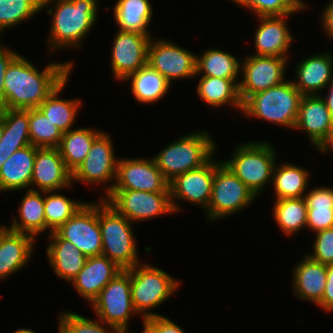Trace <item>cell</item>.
I'll list each match as a JSON object with an SVG mask.
<instances>
[{"mask_svg": "<svg viewBox=\"0 0 333 333\" xmlns=\"http://www.w3.org/2000/svg\"><path fill=\"white\" fill-rule=\"evenodd\" d=\"M128 333H134V331H133V332H132V331H131V332L129 331ZM141 333H149V332L143 327V330H142Z\"/></svg>", "mask_w": 333, "mask_h": 333, "instance_id": "9f6ffc18", "label": "cell"}, {"mask_svg": "<svg viewBox=\"0 0 333 333\" xmlns=\"http://www.w3.org/2000/svg\"><path fill=\"white\" fill-rule=\"evenodd\" d=\"M217 159L212 195L205 211L207 222L220 221L243 212V209L251 206L258 198L220 159Z\"/></svg>", "mask_w": 333, "mask_h": 333, "instance_id": "ba28073f", "label": "cell"}, {"mask_svg": "<svg viewBox=\"0 0 333 333\" xmlns=\"http://www.w3.org/2000/svg\"><path fill=\"white\" fill-rule=\"evenodd\" d=\"M197 55L196 75L239 79L241 77V58L220 48H209Z\"/></svg>", "mask_w": 333, "mask_h": 333, "instance_id": "d6a6232c", "label": "cell"}, {"mask_svg": "<svg viewBox=\"0 0 333 333\" xmlns=\"http://www.w3.org/2000/svg\"><path fill=\"white\" fill-rule=\"evenodd\" d=\"M63 132L38 108L29 109L30 142L37 148H57Z\"/></svg>", "mask_w": 333, "mask_h": 333, "instance_id": "f35d334b", "label": "cell"}, {"mask_svg": "<svg viewBox=\"0 0 333 333\" xmlns=\"http://www.w3.org/2000/svg\"><path fill=\"white\" fill-rule=\"evenodd\" d=\"M36 239L29 234L11 231L0 247V280L20 272L32 259Z\"/></svg>", "mask_w": 333, "mask_h": 333, "instance_id": "484cf974", "label": "cell"}, {"mask_svg": "<svg viewBox=\"0 0 333 333\" xmlns=\"http://www.w3.org/2000/svg\"><path fill=\"white\" fill-rule=\"evenodd\" d=\"M209 130L183 134L153 156L158 169L170 182L176 176L200 168L217 153L218 145Z\"/></svg>", "mask_w": 333, "mask_h": 333, "instance_id": "3957f363", "label": "cell"}, {"mask_svg": "<svg viewBox=\"0 0 333 333\" xmlns=\"http://www.w3.org/2000/svg\"><path fill=\"white\" fill-rule=\"evenodd\" d=\"M112 139L109 133L102 131L95 138L84 161L72 173L73 185L80 182L86 185L104 184L105 187L106 184L105 193L100 195L103 199L113 190L117 177L119 158L115 154Z\"/></svg>", "mask_w": 333, "mask_h": 333, "instance_id": "30bf717a", "label": "cell"}, {"mask_svg": "<svg viewBox=\"0 0 333 333\" xmlns=\"http://www.w3.org/2000/svg\"><path fill=\"white\" fill-rule=\"evenodd\" d=\"M281 163V164H280ZM276 162L273 170L272 187L274 200L302 198L309 190L310 170L288 162Z\"/></svg>", "mask_w": 333, "mask_h": 333, "instance_id": "f1b7e54d", "label": "cell"}, {"mask_svg": "<svg viewBox=\"0 0 333 333\" xmlns=\"http://www.w3.org/2000/svg\"><path fill=\"white\" fill-rule=\"evenodd\" d=\"M180 281L159 267L142 262L131 268V298L141 321L162 314L152 310L161 306L180 287Z\"/></svg>", "mask_w": 333, "mask_h": 333, "instance_id": "52a82bcc", "label": "cell"}, {"mask_svg": "<svg viewBox=\"0 0 333 333\" xmlns=\"http://www.w3.org/2000/svg\"><path fill=\"white\" fill-rule=\"evenodd\" d=\"M276 149L267 141L240 142L231 158L221 161L258 197L272 183L274 166L279 161Z\"/></svg>", "mask_w": 333, "mask_h": 333, "instance_id": "277c9868", "label": "cell"}, {"mask_svg": "<svg viewBox=\"0 0 333 333\" xmlns=\"http://www.w3.org/2000/svg\"><path fill=\"white\" fill-rule=\"evenodd\" d=\"M104 200L132 223L174 214L170 192L112 190Z\"/></svg>", "mask_w": 333, "mask_h": 333, "instance_id": "8fae6325", "label": "cell"}, {"mask_svg": "<svg viewBox=\"0 0 333 333\" xmlns=\"http://www.w3.org/2000/svg\"><path fill=\"white\" fill-rule=\"evenodd\" d=\"M272 216L279 230L284 235H297L306 228L307 204L302 198L279 199L273 203ZM296 233V234H295Z\"/></svg>", "mask_w": 333, "mask_h": 333, "instance_id": "d590c367", "label": "cell"}, {"mask_svg": "<svg viewBox=\"0 0 333 333\" xmlns=\"http://www.w3.org/2000/svg\"><path fill=\"white\" fill-rule=\"evenodd\" d=\"M36 146L15 151L0 168V193L29 190L33 175Z\"/></svg>", "mask_w": 333, "mask_h": 333, "instance_id": "d4e9b609", "label": "cell"}, {"mask_svg": "<svg viewBox=\"0 0 333 333\" xmlns=\"http://www.w3.org/2000/svg\"><path fill=\"white\" fill-rule=\"evenodd\" d=\"M325 89H327L328 92H325L323 95L321 94L320 96L325 101V104L333 118V80L326 86Z\"/></svg>", "mask_w": 333, "mask_h": 333, "instance_id": "681fc988", "label": "cell"}, {"mask_svg": "<svg viewBox=\"0 0 333 333\" xmlns=\"http://www.w3.org/2000/svg\"><path fill=\"white\" fill-rule=\"evenodd\" d=\"M307 204L306 228L316 232L333 228V188L318 186L304 195Z\"/></svg>", "mask_w": 333, "mask_h": 333, "instance_id": "e575fe53", "label": "cell"}, {"mask_svg": "<svg viewBox=\"0 0 333 333\" xmlns=\"http://www.w3.org/2000/svg\"><path fill=\"white\" fill-rule=\"evenodd\" d=\"M72 186V172L58 148H37L30 190L62 191Z\"/></svg>", "mask_w": 333, "mask_h": 333, "instance_id": "d6986e66", "label": "cell"}, {"mask_svg": "<svg viewBox=\"0 0 333 333\" xmlns=\"http://www.w3.org/2000/svg\"><path fill=\"white\" fill-rule=\"evenodd\" d=\"M57 327L58 333H122L118 328L107 325L97 317L96 320H92L72 311L58 314Z\"/></svg>", "mask_w": 333, "mask_h": 333, "instance_id": "ab89813d", "label": "cell"}, {"mask_svg": "<svg viewBox=\"0 0 333 333\" xmlns=\"http://www.w3.org/2000/svg\"><path fill=\"white\" fill-rule=\"evenodd\" d=\"M238 6L248 9L257 17L295 15L308 9L299 0H242Z\"/></svg>", "mask_w": 333, "mask_h": 333, "instance_id": "b9f144b4", "label": "cell"}, {"mask_svg": "<svg viewBox=\"0 0 333 333\" xmlns=\"http://www.w3.org/2000/svg\"><path fill=\"white\" fill-rule=\"evenodd\" d=\"M289 58L246 55L241 59L239 97L243 103L250 95L277 86L286 80Z\"/></svg>", "mask_w": 333, "mask_h": 333, "instance_id": "7c38bea8", "label": "cell"}, {"mask_svg": "<svg viewBox=\"0 0 333 333\" xmlns=\"http://www.w3.org/2000/svg\"><path fill=\"white\" fill-rule=\"evenodd\" d=\"M214 157L215 155L200 168L180 174L169 182L170 200L174 213L182 210L178 200L195 206L199 205L204 212L208 209L216 170V157Z\"/></svg>", "mask_w": 333, "mask_h": 333, "instance_id": "9a60e30c", "label": "cell"}, {"mask_svg": "<svg viewBox=\"0 0 333 333\" xmlns=\"http://www.w3.org/2000/svg\"><path fill=\"white\" fill-rule=\"evenodd\" d=\"M48 237L47 261L58 278L70 283L83 268L87 257L56 232H51Z\"/></svg>", "mask_w": 333, "mask_h": 333, "instance_id": "cb8c5ba5", "label": "cell"}, {"mask_svg": "<svg viewBox=\"0 0 333 333\" xmlns=\"http://www.w3.org/2000/svg\"><path fill=\"white\" fill-rule=\"evenodd\" d=\"M3 135V119L0 117V140Z\"/></svg>", "mask_w": 333, "mask_h": 333, "instance_id": "db71d44e", "label": "cell"}, {"mask_svg": "<svg viewBox=\"0 0 333 333\" xmlns=\"http://www.w3.org/2000/svg\"><path fill=\"white\" fill-rule=\"evenodd\" d=\"M74 63L72 60L50 61L39 70L30 59L18 53L5 70L3 106L0 109L38 108L72 73Z\"/></svg>", "mask_w": 333, "mask_h": 333, "instance_id": "6da1fadb", "label": "cell"}, {"mask_svg": "<svg viewBox=\"0 0 333 333\" xmlns=\"http://www.w3.org/2000/svg\"><path fill=\"white\" fill-rule=\"evenodd\" d=\"M230 1H232L236 5H239L242 2V0H230Z\"/></svg>", "mask_w": 333, "mask_h": 333, "instance_id": "11a10c76", "label": "cell"}, {"mask_svg": "<svg viewBox=\"0 0 333 333\" xmlns=\"http://www.w3.org/2000/svg\"><path fill=\"white\" fill-rule=\"evenodd\" d=\"M153 36L117 30L111 48L112 77L125 80L148 62V47Z\"/></svg>", "mask_w": 333, "mask_h": 333, "instance_id": "2e32d148", "label": "cell"}, {"mask_svg": "<svg viewBox=\"0 0 333 333\" xmlns=\"http://www.w3.org/2000/svg\"><path fill=\"white\" fill-rule=\"evenodd\" d=\"M329 151L333 152V137L330 140V142L322 149V151L320 153H322L323 155L329 153Z\"/></svg>", "mask_w": 333, "mask_h": 333, "instance_id": "816d5d0a", "label": "cell"}, {"mask_svg": "<svg viewBox=\"0 0 333 333\" xmlns=\"http://www.w3.org/2000/svg\"><path fill=\"white\" fill-rule=\"evenodd\" d=\"M30 144L31 143H10L0 141V168L15 151Z\"/></svg>", "mask_w": 333, "mask_h": 333, "instance_id": "c3c4849f", "label": "cell"}, {"mask_svg": "<svg viewBox=\"0 0 333 333\" xmlns=\"http://www.w3.org/2000/svg\"><path fill=\"white\" fill-rule=\"evenodd\" d=\"M302 4H304L306 7H308L309 5L305 2L306 0H299Z\"/></svg>", "mask_w": 333, "mask_h": 333, "instance_id": "6f0895ef", "label": "cell"}, {"mask_svg": "<svg viewBox=\"0 0 333 333\" xmlns=\"http://www.w3.org/2000/svg\"><path fill=\"white\" fill-rule=\"evenodd\" d=\"M122 270L114 261L104 255L87 257L83 268L70 284L90 306L105 285Z\"/></svg>", "mask_w": 333, "mask_h": 333, "instance_id": "7402d4cb", "label": "cell"}, {"mask_svg": "<svg viewBox=\"0 0 333 333\" xmlns=\"http://www.w3.org/2000/svg\"><path fill=\"white\" fill-rule=\"evenodd\" d=\"M149 333H186L182 327L164 315L153 316L142 321Z\"/></svg>", "mask_w": 333, "mask_h": 333, "instance_id": "ee69618b", "label": "cell"}, {"mask_svg": "<svg viewBox=\"0 0 333 333\" xmlns=\"http://www.w3.org/2000/svg\"><path fill=\"white\" fill-rule=\"evenodd\" d=\"M151 38L148 47V62L172 85L176 79H194L197 54L164 38Z\"/></svg>", "mask_w": 333, "mask_h": 333, "instance_id": "4fadbf2b", "label": "cell"}, {"mask_svg": "<svg viewBox=\"0 0 333 333\" xmlns=\"http://www.w3.org/2000/svg\"><path fill=\"white\" fill-rule=\"evenodd\" d=\"M314 239L312 252L305 254L322 264H333V228L316 232Z\"/></svg>", "mask_w": 333, "mask_h": 333, "instance_id": "7bdbcfd3", "label": "cell"}, {"mask_svg": "<svg viewBox=\"0 0 333 333\" xmlns=\"http://www.w3.org/2000/svg\"><path fill=\"white\" fill-rule=\"evenodd\" d=\"M293 15L256 17L258 28L254 33V49L252 55L290 58L289 49L295 41L287 19Z\"/></svg>", "mask_w": 333, "mask_h": 333, "instance_id": "ffe728a7", "label": "cell"}, {"mask_svg": "<svg viewBox=\"0 0 333 333\" xmlns=\"http://www.w3.org/2000/svg\"><path fill=\"white\" fill-rule=\"evenodd\" d=\"M0 37V108L3 106V93H4V75L5 70L10 61L18 54L10 47L2 45Z\"/></svg>", "mask_w": 333, "mask_h": 333, "instance_id": "f6af8a7d", "label": "cell"}, {"mask_svg": "<svg viewBox=\"0 0 333 333\" xmlns=\"http://www.w3.org/2000/svg\"><path fill=\"white\" fill-rule=\"evenodd\" d=\"M12 231L8 225H0V247L4 241V238Z\"/></svg>", "mask_w": 333, "mask_h": 333, "instance_id": "f907efd6", "label": "cell"}, {"mask_svg": "<svg viewBox=\"0 0 333 333\" xmlns=\"http://www.w3.org/2000/svg\"><path fill=\"white\" fill-rule=\"evenodd\" d=\"M62 239L71 242L86 257L102 255V235L99 226V199L86 202L55 231Z\"/></svg>", "mask_w": 333, "mask_h": 333, "instance_id": "5bb4252c", "label": "cell"}, {"mask_svg": "<svg viewBox=\"0 0 333 333\" xmlns=\"http://www.w3.org/2000/svg\"><path fill=\"white\" fill-rule=\"evenodd\" d=\"M41 11L42 0H0V35Z\"/></svg>", "mask_w": 333, "mask_h": 333, "instance_id": "74e56055", "label": "cell"}, {"mask_svg": "<svg viewBox=\"0 0 333 333\" xmlns=\"http://www.w3.org/2000/svg\"><path fill=\"white\" fill-rule=\"evenodd\" d=\"M134 224L118 213L103 198H99L102 255L114 261L123 270L142 263L134 234Z\"/></svg>", "mask_w": 333, "mask_h": 333, "instance_id": "8992f818", "label": "cell"}, {"mask_svg": "<svg viewBox=\"0 0 333 333\" xmlns=\"http://www.w3.org/2000/svg\"><path fill=\"white\" fill-rule=\"evenodd\" d=\"M71 74L59 84L54 91L40 104L38 109L49 120L57 126L63 133L73 129V125L77 119V113L83 106L82 100L61 98V93L67 87ZM74 123V124H73Z\"/></svg>", "mask_w": 333, "mask_h": 333, "instance_id": "1f68e13d", "label": "cell"}, {"mask_svg": "<svg viewBox=\"0 0 333 333\" xmlns=\"http://www.w3.org/2000/svg\"><path fill=\"white\" fill-rule=\"evenodd\" d=\"M152 7L150 0H117L110 9L117 30L152 36L149 27L154 16Z\"/></svg>", "mask_w": 333, "mask_h": 333, "instance_id": "f546056e", "label": "cell"}, {"mask_svg": "<svg viewBox=\"0 0 333 333\" xmlns=\"http://www.w3.org/2000/svg\"><path fill=\"white\" fill-rule=\"evenodd\" d=\"M90 306L99 320L128 333L130 319L138 315L132 305L131 268L122 270L106 284Z\"/></svg>", "mask_w": 333, "mask_h": 333, "instance_id": "9c48e42d", "label": "cell"}, {"mask_svg": "<svg viewBox=\"0 0 333 333\" xmlns=\"http://www.w3.org/2000/svg\"><path fill=\"white\" fill-rule=\"evenodd\" d=\"M58 192L44 191L46 233L49 231V234L55 232L86 203L68 198Z\"/></svg>", "mask_w": 333, "mask_h": 333, "instance_id": "8d00e7d4", "label": "cell"}, {"mask_svg": "<svg viewBox=\"0 0 333 333\" xmlns=\"http://www.w3.org/2000/svg\"><path fill=\"white\" fill-rule=\"evenodd\" d=\"M14 333H36V332L29 328H18L17 330H15Z\"/></svg>", "mask_w": 333, "mask_h": 333, "instance_id": "f5cc1de1", "label": "cell"}, {"mask_svg": "<svg viewBox=\"0 0 333 333\" xmlns=\"http://www.w3.org/2000/svg\"><path fill=\"white\" fill-rule=\"evenodd\" d=\"M3 119V135L0 141L31 143L29 136V109H0Z\"/></svg>", "mask_w": 333, "mask_h": 333, "instance_id": "60d3db41", "label": "cell"}, {"mask_svg": "<svg viewBox=\"0 0 333 333\" xmlns=\"http://www.w3.org/2000/svg\"><path fill=\"white\" fill-rule=\"evenodd\" d=\"M328 51L312 53L295 66L296 80L292 81L303 96L321 95L327 91L326 86L333 80V54Z\"/></svg>", "mask_w": 333, "mask_h": 333, "instance_id": "44dd1931", "label": "cell"}, {"mask_svg": "<svg viewBox=\"0 0 333 333\" xmlns=\"http://www.w3.org/2000/svg\"><path fill=\"white\" fill-rule=\"evenodd\" d=\"M195 77L200 78L196 89L197 95L206 105L214 109L230 105L231 109L235 108L242 112V102L239 97L240 80L200 75Z\"/></svg>", "mask_w": 333, "mask_h": 333, "instance_id": "83f0119b", "label": "cell"}, {"mask_svg": "<svg viewBox=\"0 0 333 333\" xmlns=\"http://www.w3.org/2000/svg\"><path fill=\"white\" fill-rule=\"evenodd\" d=\"M113 190L170 192L169 182L158 169L153 157H119Z\"/></svg>", "mask_w": 333, "mask_h": 333, "instance_id": "e0dca14e", "label": "cell"}, {"mask_svg": "<svg viewBox=\"0 0 333 333\" xmlns=\"http://www.w3.org/2000/svg\"><path fill=\"white\" fill-rule=\"evenodd\" d=\"M124 82H130V88L134 99L141 104H153L166 97L171 84L158 71L149 64L139 68L135 73L129 75Z\"/></svg>", "mask_w": 333, "mask_h": 333, "instance_id": "4dcf8cb0", "label": "cell"}, {"mask_svg": "<svg viewBox=\"0 0 333 333\" xmlns=\"http://www.w3.org/2000/svg\"><path fill=\"white\" fill-rule=\"evenodd\" d=\"M322 8L321 16L319 17L321 28L325 36L333 41V0H330Z\"/></svg>", "mask_w": 333, "mask_h": 333, "instance_id": "7dc6e473", "label": "cell"}, {"mask_svg": "<svg viewBox=\"0 0 333 333\" xmlns=\"http://www.w3.org/2000/svg\"><path fill=\"white\" fill-rule=\"evenodd\" d=\"M302 96L293 81L286 79L277 86L250 95L242 103V113L246 118L262 119L293 130Z\"/></svg>", "mask_w": 333, "mask_h": 333, "instance_id": "5b68a950", "label": "cell"}, {"mask_svg": "<svg viewBox=\"0 0 333 333\" xmlns=\"http://www.w3.org/2000/svg\"><path fill=\"white\" fill-rule=\"evenodd\" d=\"M98 0H42L51 17L46 43L52 54L60 49H81L99 17ZM83 41V42H82Z\"/></svg>", "mask_w": 333, "mask_h": 333, "instance_id": "7a4b0ae2", "label": "cell"}, {"mask_svg": "<svg viewBox=\"0 0 333 333\" xmlns=\"http://www.w3.org/2000/svg\"><path fill=\"white\" fill-rule=\"evenodd\" d=\"M316 306L324 311L333 312V264L327 265V280L324 295Z\"/></svg>", "mask_w": 333, "mask_h": 333, "instance_id": "bcb514c9", "label": "cell"}, {"mask_svg": "<svg viewBox=\"0 0 333 333\" xmlns=\"http://www.w3.org/2000/svg\"><path fill=\"white\" fill-rule=\"evenodd\" d=\"M292 270V293L298 299L317 305L324 295L327 265L304 255Z\"/></svg>", "mask_w": 333, "mask_h": 333, "instance_id": "603a6c76", "label": "cell"}, {"mask_svg": "<svg viewBox=\"0 0 333 333\" xmlns=\"http://www.w3.org/2000/svg\"><path fill=\"white\" fill-rule=\"evenodd\" d=\"M102 130L93 127L74 128L62 134L57 147L66 167L73 173L84 161L90 151L95 138Z\"/></svg>", "mask_w": 333, "mask_h": 333, "instance_id": "836d02e7", "label": "cell"}, {"mask_svg": "<svg viewBox=\"0 0 333 333\" xmlns=\"http://www.w3.org/2000/svg\"><path fill=\"white\" fill-rule=\"evenodd\" d=\"M294 130L307 133L314 150L322 149L333 137V118L320 95L302 96Z\"/></svg>", "mask_w": 333, "mask_h": 333, "instance_id": "ac0fdd59", "label": "cell"}, {"mask_svg": "<svg viewBox=\"0 0 333 333\" xmlns=\"http://www.w3.org/2000/svg\"><path fill=\"white\" fill-rule=\"evenodd\" d=\"M17 213L18 217L12 213L9 225L12 231L26 233L37 239L39 234L46 231L44 191L26 190Z\"/></svg>", "mask_w": 333, "mask_h": 333, "instance_id": "4316f807", "label": "cell"}]
</instances>
